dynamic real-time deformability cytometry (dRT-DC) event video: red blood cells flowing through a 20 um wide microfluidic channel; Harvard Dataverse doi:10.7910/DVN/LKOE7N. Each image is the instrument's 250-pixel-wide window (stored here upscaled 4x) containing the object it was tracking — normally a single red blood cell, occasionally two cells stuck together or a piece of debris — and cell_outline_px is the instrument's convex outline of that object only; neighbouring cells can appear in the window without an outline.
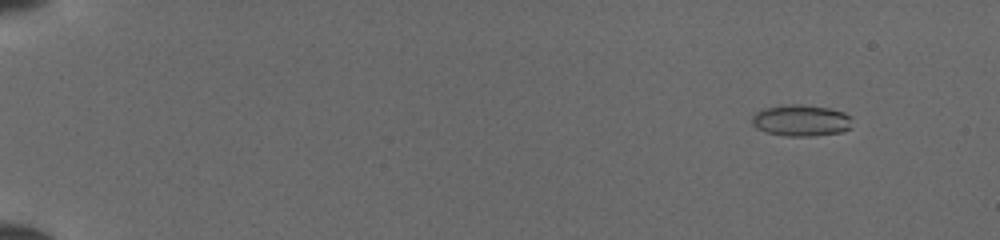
{"species": "common noctule bat (a hibernating species)", "species_latin": "Nyctalus noctula", "temperature_condition": "cold", "stored_images_in_passage": 52, "camera_frame_rate_fps": 3000, "um_per_image_px": 0.085, "animal": {"sex": "female", "body_mass_g": 19.5, "forearm_length_mm": 54.1}, "frame": {"image": 1, "passage_image": 6, "time_ms": 1.667, "image_size_px": [1000, 240], "cell_outline_px": [[852, 128], [840, 132], [808, 136], [788, 136], [768, 132], [756, 128], [752, 124], [752, 116], [756, 112], [764, 108], [788, 104], [800, 104], [828, 108], [844, 112], [852, 116]], "centroid_in_image_um": [68.12, 10.23], "position_along_channel_um": 16.9, "area_um2": 18.38}}
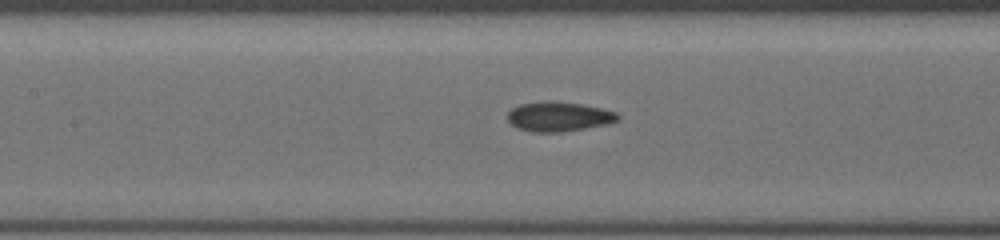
{"frame": {"image": 2, "passage_image": 27, "time_ms": 8.667, "image_size_px": [1000, 240], "cell_outline_px": [[620, 120], [608, 124], [560, 132], [532, 132], [516, 128], [508, 120], [508, 112], [512, 108], [520, 104], [544, 100], [552, 100], [580, 104], [600, 108], [616, 112], [620, 116]], "centroid_in_image_um": [47.48, 9.9], "position_along_channel_um": 159.9, "area_um2": 19.13}}
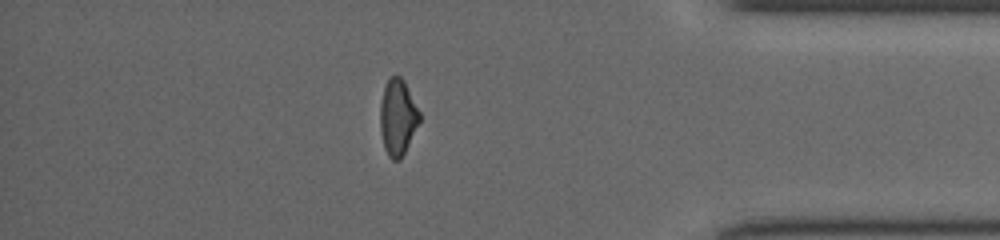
{"frame": {"image": 3, "passage_image": 46, "time_ms": 15.0, "image_size_px": [1000, 240], "cell_outline_px": [[420, 120], [400, 160], [392, 160], [388, 156], [384, 148], [380, 128], [380, 104], [384, 88], [388, 80], [392, 76], [400, 76], [404, 80], [420, 112]], "centroid_in_image_um": [33.8, 9.97], "position_along_channel_um": 401.4, "area_um2": 17.22}}